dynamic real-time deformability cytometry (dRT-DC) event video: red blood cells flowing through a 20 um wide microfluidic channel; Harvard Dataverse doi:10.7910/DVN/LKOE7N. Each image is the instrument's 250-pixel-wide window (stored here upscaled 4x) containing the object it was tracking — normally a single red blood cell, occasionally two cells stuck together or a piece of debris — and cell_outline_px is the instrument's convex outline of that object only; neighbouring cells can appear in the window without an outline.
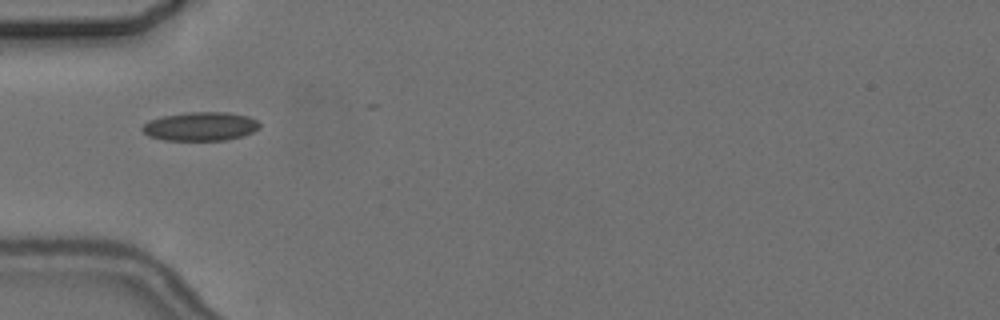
{"species": "common noctule bat (a hibernating species)", "species_latin": "Nyctalus noctula", "temperature_condition": "cold", "stored_images_in_passage": 4, "camera_frame_rate_fps": 3000, "um_per_image_px": 0.085, "animal": {"sex": "female", "body_mass_g": 24.6, "forearm_length_mm": 56.2}, "frame": {"image": 1, "passage_image": 1, "time_ms": 0.0, "image_size_px": [1000, 320], "cell_outline_px": [[260, 128], [244, 136], [228, 140], [164, 140], [148, 136], [140, 128], [148, 120], [160, 116], [188, 112], [228, 112], [248, 116], [256, 120], [260, 124]], "centroid_in_image_um": [17.03, 10.74], "position_along_channel_um": 68.0, "area_um2": 19.88}}
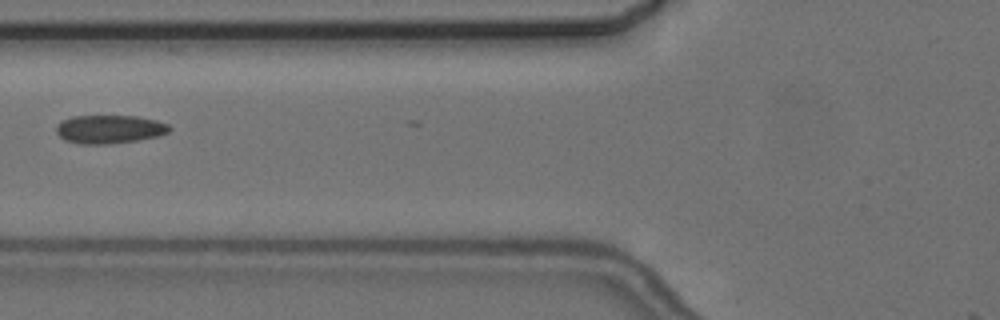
{"frame": {"image": 2, "passage_image": 2, "time_ms": 1.333, "image_size_px": [1000, 320], "cell_outline_px": [[172, 128], [168, 132], [156, 136], [136, 140], [108, 144], [80, 144], [64, 140], [56, 132], [56, 124], [60, 120], [72, 116], [136, 116], [156, 120], [168, 124]], "centroid_in_image_um": [9.25, 10.98], "position_along_channel_um": 116.5, "area_um2": 18.79}}
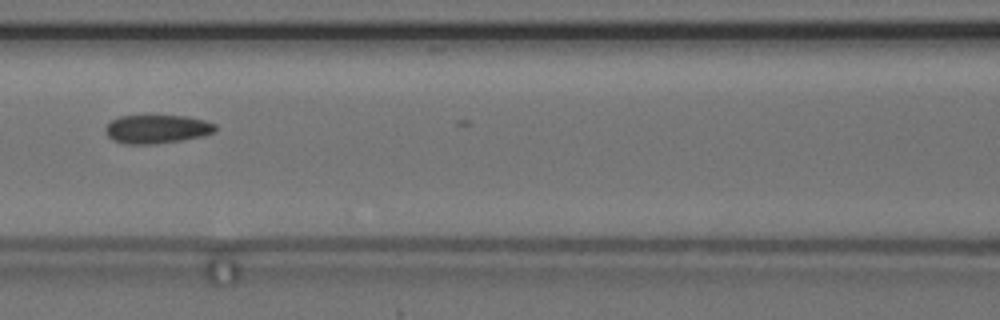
{"frame": {"image": 3, "passage_image": 3, "time_ms": 2.333, "image_size_px": [1000, 320], "cell_outline_px": [[216, 132], [204, 136], [180, 140], [152, 144], [124, 144], [112, 140], [104, 132], [104, 128], [112, 120], [120, 116], [188, 116], [204, 120], [216, 124]], "centroid_in_image_um": [13.34, 10.97], "position_along_channel_um": 153.3, "area_um2": 18.38}}